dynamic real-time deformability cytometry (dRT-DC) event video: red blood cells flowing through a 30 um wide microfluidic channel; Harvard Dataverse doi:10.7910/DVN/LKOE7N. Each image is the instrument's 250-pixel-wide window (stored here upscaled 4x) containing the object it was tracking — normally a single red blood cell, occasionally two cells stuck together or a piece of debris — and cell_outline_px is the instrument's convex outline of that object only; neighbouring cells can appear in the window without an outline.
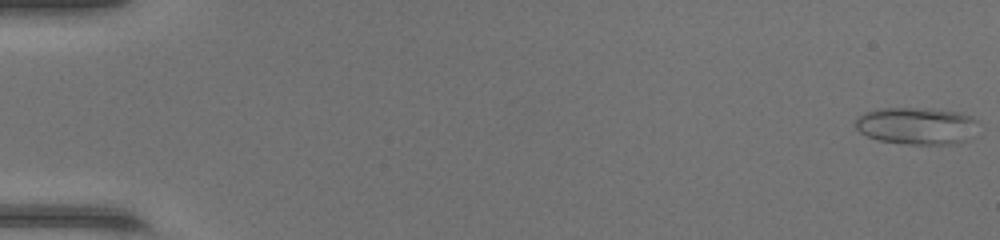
{"species": "common noctule bat (a hibernating species)", "species_latin": "Nyctalus noctula", "temperature_condition": "warm", "stored_images_in_passage": 49, "camera_frame_rate_fps": 3000, "um_per_image_px": 0.085, "animal": {"sex": "female", "body_mass_g": 17.0, "forearm_length_mm": 48.0}, "frame": {"image": 1, "passage_image": 1, "time_ms": 0.0, "image_size_px": [1000, 240], "cell_outline_px": [[976, 120], [964, 140], [960, 144], [904, 144], [880, 140], [868, 136], [860, 132], [856, 128], [856, 120], [860, 116], [868, 112], [884, 108], [916, 108], [956, 112], [972, 116]], "centroid_in_image_um": [77.84, 10.7], "position_along_channel_um": 7.2, "area_um2": 25.66}}
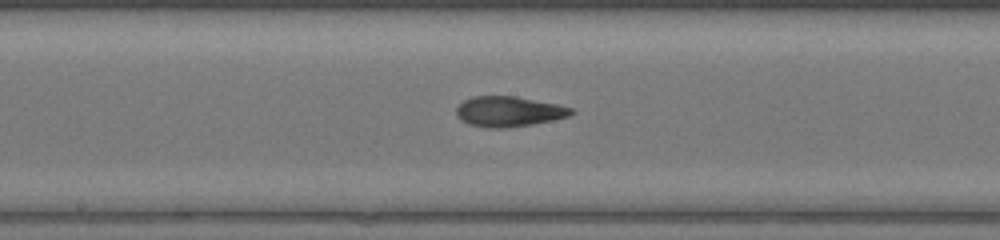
{"frame": {"image": 2, "passage_image": 27, "time_ms": 8.667, "image_size_px": [1000, 240], "cell_outline_px": [[576, 112], [568, 116], [552, 120], [532, 124], [504, 128], [488, 128], [468, 124], [460, 120], [456, 116], [456, 108], [464, 100], [472, 96], [516, 96], [556, 104], [572, 108]], "centroid_in_image_um": [43.21, 9.48], "position_along_channel_um": 205.0, "area_um2": 20.29}}
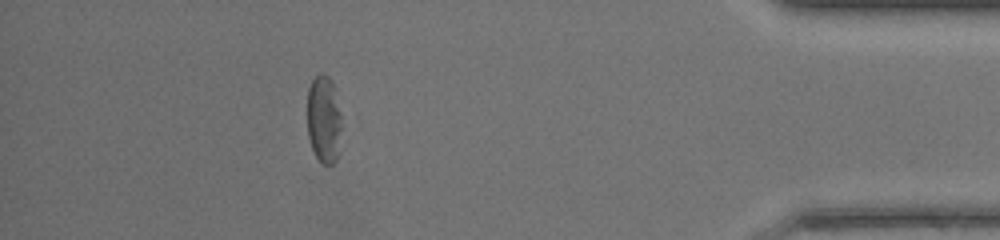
{"frame": {"image": 3, "passage_image": 44, "time_ms": 14.333, "image_size_px": [1000, 240], "cell_outline_px": [[340, 152], [336, 160], [332, 164], [320, 164], [312, 148], [308, 136], [308, 88], [312, 80], [320, 72], [328, 76], [332, 80], [336, 88], [340, 112]], "centroid_in_image_um": [27.54, 10.14], "position_along_channel_um": 407.7, "area_um2": 17.86}, "authors_computed_cell_mechanics": {"area_um2": 20.808, "velocity_mm_per_s": 4.3948, "shape_relaxation_time_tau1_ms": 7.7089, "shape_relaxation_time_tau2_ms": 2.7602, "deformation_change_tau1": 0.2451, "deformation_change_tau2": 0.1038}}